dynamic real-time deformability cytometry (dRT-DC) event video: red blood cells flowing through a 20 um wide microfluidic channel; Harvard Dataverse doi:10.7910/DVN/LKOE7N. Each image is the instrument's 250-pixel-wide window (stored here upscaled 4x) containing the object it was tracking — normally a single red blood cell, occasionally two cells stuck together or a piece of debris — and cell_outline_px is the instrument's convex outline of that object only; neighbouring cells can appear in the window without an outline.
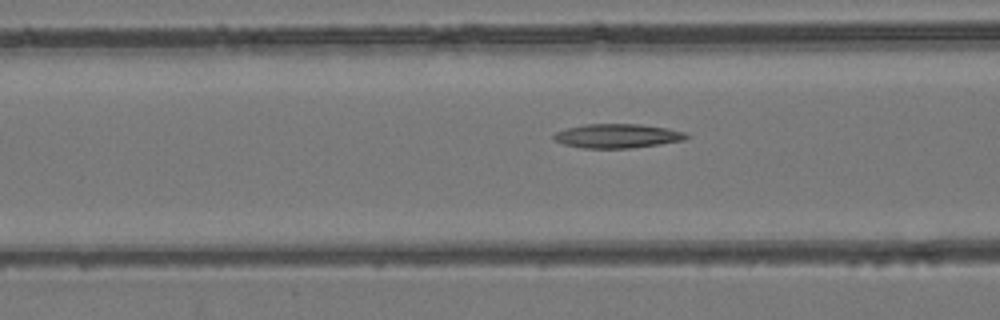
{"species": "common noctule bat (a hibernating species)", "species_latin": "Nyctalus noctula", "temperature_condition": "room temperature", "stored_images_in_passage": 53, "camera_frame_rate_fps": 3000, "um_per_image_px": 0.085, "animal": {"sex": "female", "body_mass_g": 24.6, "forearm_length_mm": 56.2}, "frame": {"image": 1, "passage_image": 21, "time_ms": 6.667, "image_size_px": [1000, 320], "cell_outline_px": [[692, 136], [684, 140], [660, 144], [628, 148], [584, 148], [564, 144], [556, 140], [552, 136], [556, 132], [568, 128], [584, 124], [640, 124], [668, 128], [684, 132]], "centroid_in_image_um": [52.52, 11.55], "position_along_channel_um": 114.1, "area_um2": 18.55}}
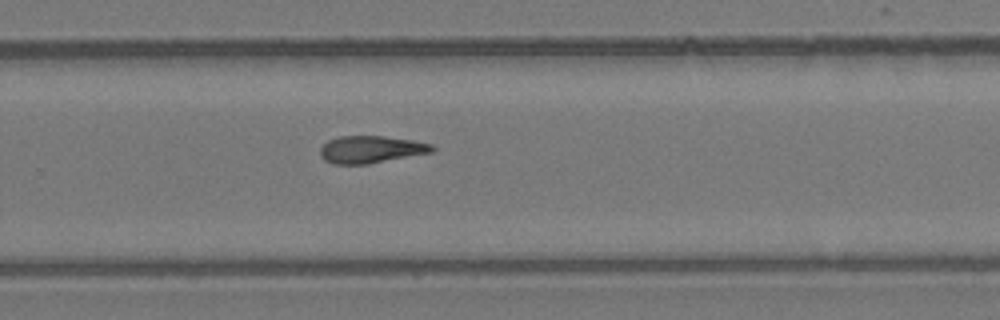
{"frame": {"image": 2, "passage_image": 35, "time_ms": 11.333, "image_size_px": [1000, 320], "cell_outline_px": [[436, 148], [432, 152], [368, 164], [332, 164], [324, 160], [320, 156], [320, 148], [328, 140], [340, 136], [384, 136], [412, 140], [432, 144]], "centroid_in_image_um": [31.51, 12.7], "position_along_channel_um": 298.3, "area_um2": 17.8}}
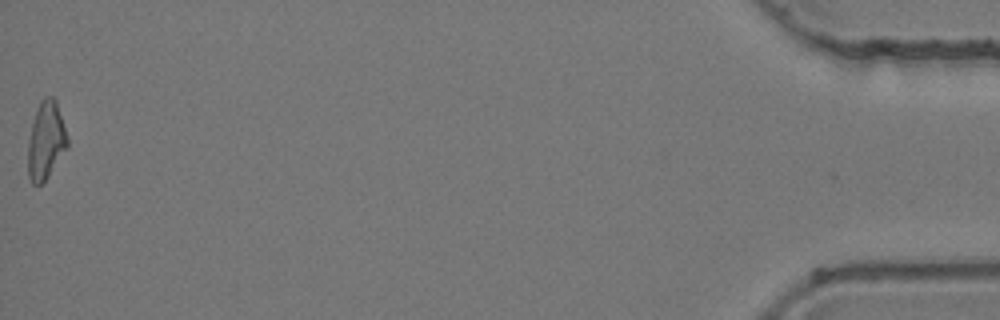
{"frame": {"image": 3, "passage_image": 53, "time_ms": 17.333, "image_size_px": [1000, 320], "cell_outline_px": [[68, 148], [48, 176], [40, 184], [32, 184], [28, 176], [28, 140], [32, 124], [40, 100], [44, 96], [52, 96], [56, 100], [68, 136]], "centroid_in_image_um": [3.92, 11.93], "position_along_channel_um": 431.3, "area_um2": 17.92}, "authors_computed_cell_mechanics": {"area_um2": 18.3804, "velocity_mm_per_s": 3.95, "shape_relaxation_time_tau1_ms": null, "shape_relaxation_time_tau2_ms": 8.566, "deformation_change_tau1": null, "deformation_change_tau2": 0.2164}}